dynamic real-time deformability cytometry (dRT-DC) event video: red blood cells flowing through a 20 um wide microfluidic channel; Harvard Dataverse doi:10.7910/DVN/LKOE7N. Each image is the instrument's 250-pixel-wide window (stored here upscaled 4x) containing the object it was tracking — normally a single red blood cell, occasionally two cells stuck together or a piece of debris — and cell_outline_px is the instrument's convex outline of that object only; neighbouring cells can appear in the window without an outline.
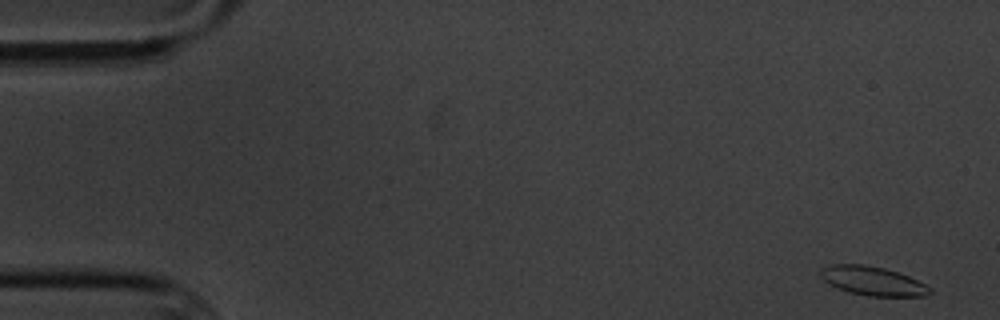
{"species": "common noctule bat (a hibernating species)", "species_latin": "Nyctalus noctula", "temperature_condition": "cold", "stored_images_in_passage": 5, "camera_frame_rate_fps": 3000, "um_per_image_px": 0.085, "animal": {"sex": "male", "body_mass_g": 20.1, "forearm_length_mm": 53.5}, "frame": {"image": 1, "passage_image": 1, "time_ms": 0.0, "image_size_px": [1000, 320], "cell_outline_px": [[932, 292], [924, 296], [868, 296], [848, 292], [836, 288], [828, 284], [820, 276], [820, 268], [832, 264], [864, 264], [884, 268], [908, 276], [932, 288]], "centroid_in_image_um": [74.13, 23.88], "position_along_channel_um": 10.9, "area_um2": 18.5}}
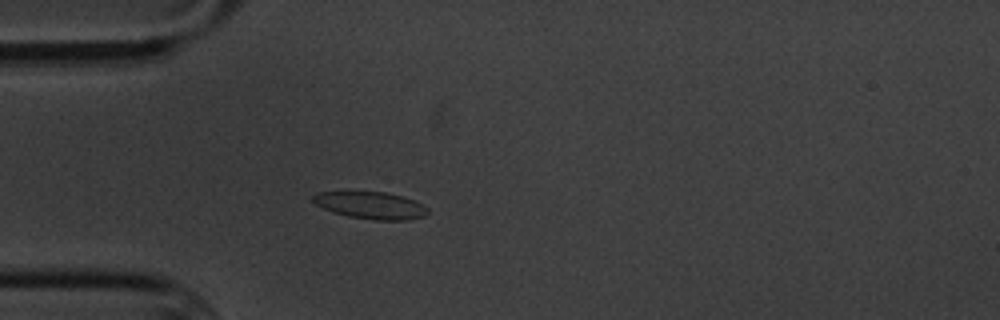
{"frame": {"image": 2, "passage_image": 5, "time_ms": 4.667, "image_size_px": [1000, 320], "cell_outline_px": [[428, 212], [424, 216], [408, 220], [376, 220], [348, 216], [332, 212], [316, 204], [312, 200], [312, 196], [316, 192], [388, 192], [404, 196], [428, 208]], "centroid_in_image_um": [31.51, 17.45], "position_along_channel_um": 53.5, "area_um2": 18.03}}